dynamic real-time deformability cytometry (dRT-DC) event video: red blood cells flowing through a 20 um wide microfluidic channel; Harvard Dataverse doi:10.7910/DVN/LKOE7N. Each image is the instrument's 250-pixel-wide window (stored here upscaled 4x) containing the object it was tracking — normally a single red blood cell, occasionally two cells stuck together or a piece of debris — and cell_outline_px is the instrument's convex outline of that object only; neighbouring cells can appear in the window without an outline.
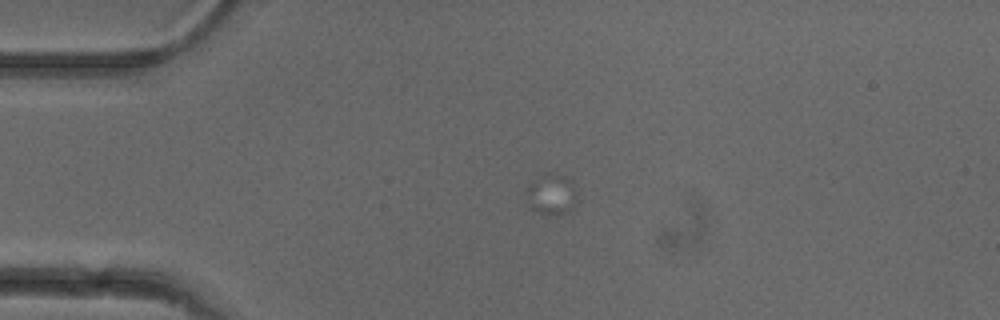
{"species": "common noctule bat (a hibernating species)", "species_latin": "Nyctalus noctula", "temperature_condition": "cold", "stored_images_in_passage": 15, "camera_frame_rate_fps": 3000, "um_per_image_px": 0.085, "animal": {"sex": "female"}, "frame": {"image": 1, "passage_image": 1, "time_ms": 0.0, "image_size_px": [1000, 320], "cell_outline_px": [[576, 200], [572, 208], [564, 212], [540, 212], [528, 208], [524, 192], [524, 188], [528, 184], [536, 180], [556, 172], [572, 180], [576, 192]], "centroid_in_image_um": [46.83, 16.49], "position_along_channel_um": 38.2, "area_um2": 11.73}}
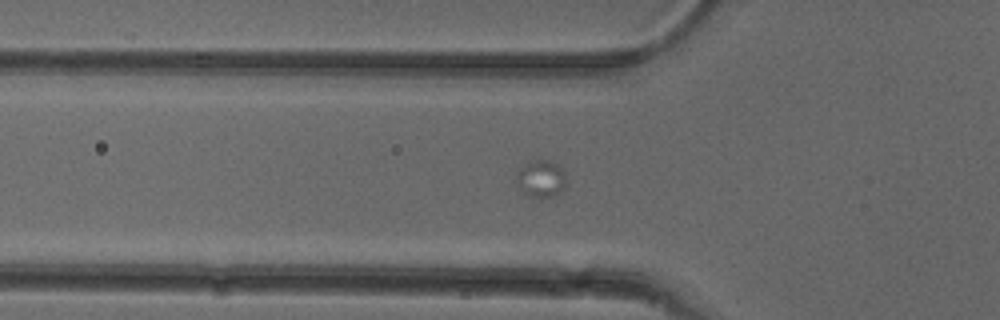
{"frame": {"image": 2, "passage_image": 7, "time_ms": 2.0, "image_size_px": [1000, 320], "cell_outline_px": [[564, 188], [560, 192], [552, 196], [528, 196], [524, 192], [516, 176], [516, 172], [520, 168], [532, 160], [548, 160], [560, 164], [564, 168]], "centroid_in_image_um": [46.02, 15.14], "position_along_channel_um": 79.8, "area_um2": 10.46}}